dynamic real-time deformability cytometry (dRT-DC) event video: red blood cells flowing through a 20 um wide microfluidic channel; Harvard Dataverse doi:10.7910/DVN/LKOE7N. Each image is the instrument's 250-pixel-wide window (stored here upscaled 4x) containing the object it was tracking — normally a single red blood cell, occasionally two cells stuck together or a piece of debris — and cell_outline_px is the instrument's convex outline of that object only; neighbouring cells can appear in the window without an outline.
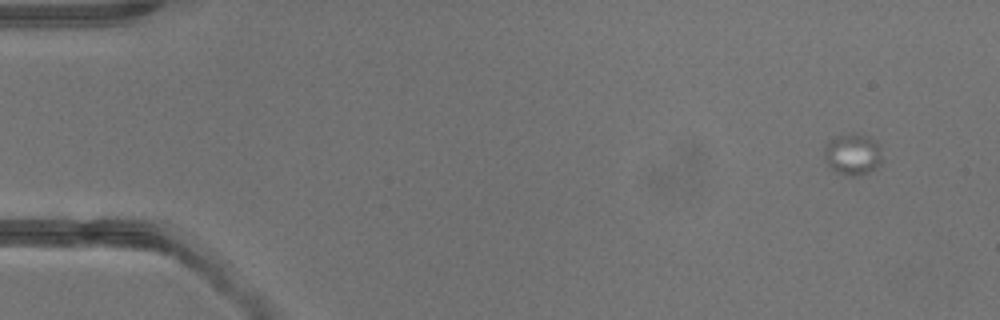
{"species": "common noctule bat (a hibernating species)", "species_latin": "Nyctalus noctula", "temperature_condition": "warm", "stored_images_in_passage": 3, "camera_frame_rate_fps": 3000, "um_per_image_px": 0.085, "animal": {"sex": "male", "body_mass_g": 13.3}, "frame": {"image": 1, "passage_image": 1, "time_ms": 0.0, "image_size_px": [1000, 320], "cell_outline_px": [[880, 164], [876, 168], [868, 172], [852, 176], [836, 172], [824, 160], [824, 148], [828, 140], [836, 136], [852, 132], [868, 136], [876, 140], [880, 156]], "centroid_in_image_um": [72.43, 13.08], "position_along_channel_um": 12.6, "area_um2": 13.87}}